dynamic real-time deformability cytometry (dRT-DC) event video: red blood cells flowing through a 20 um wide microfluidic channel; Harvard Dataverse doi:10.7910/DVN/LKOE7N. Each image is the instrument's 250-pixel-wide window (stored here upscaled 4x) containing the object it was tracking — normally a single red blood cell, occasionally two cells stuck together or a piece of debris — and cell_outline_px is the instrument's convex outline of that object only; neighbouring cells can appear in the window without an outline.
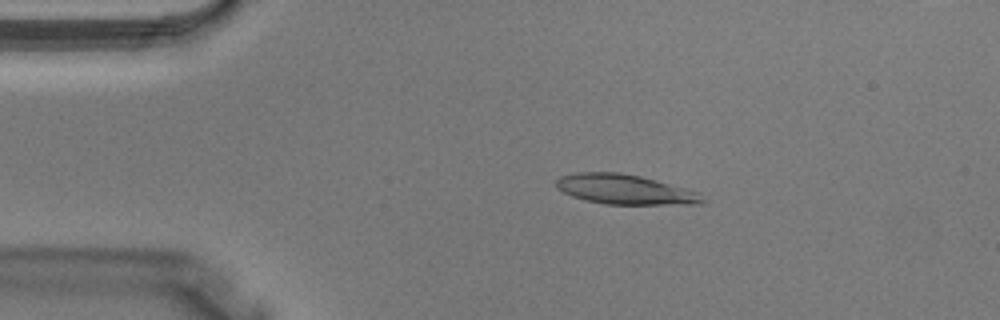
{"species": "Egyptian fruit bat (a non-hibernating species)", "species_latin": "Rousettus aegyptiacus", "temperature_condition": "warm", "stored_images_in_passage": 38, "camera_frame_rate_fps": 3000, "um_per_image_px": 0.085, "animal": {"sex": "male"}, "frame": {"image": 1, "passage_image": 6, "time_ms": 1.667, "image_size_px": [1000, 320], "cell_outline_px": [[708, 200], [704, 204], [604, 204], [584, 200], [572, 196], [556, 188], [556, 180], [560, 176], [576, 172], [620, 172], [640, 176], [656, 180], [700, 192]], "centroid_in_image_um": [53.15, 16.1], "position_along_channel_um": 31.8, "area_um2": 25.66}}
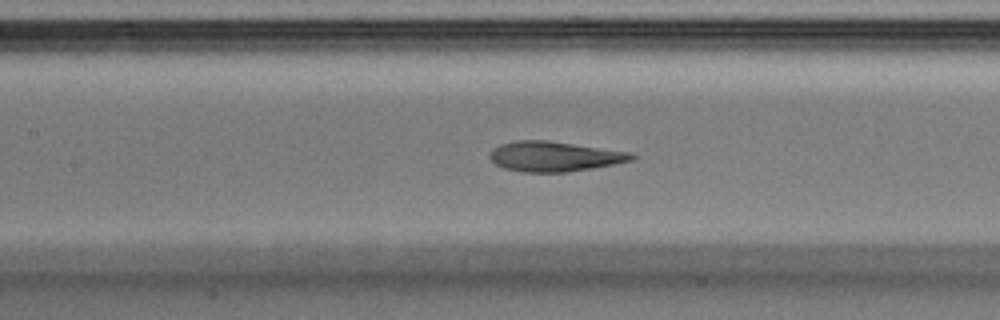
{"frame": {"image": 2, "passage_image": 16, "time_ms": 5.0, "image_size_px": [1000, 320], "cell_outline_px": [[636, 156], [632, 160], [592, 168], [568, 172], [524, 172], [504, 168], [496, 164], [488, 156], [492, 148], [500, 144], [516, 140], [548, 140], [628, 152]], "centroid_in_image_um": [47.06, 13.29], "position_along_channel_um": 160.3, "area_um2": 24.62}}
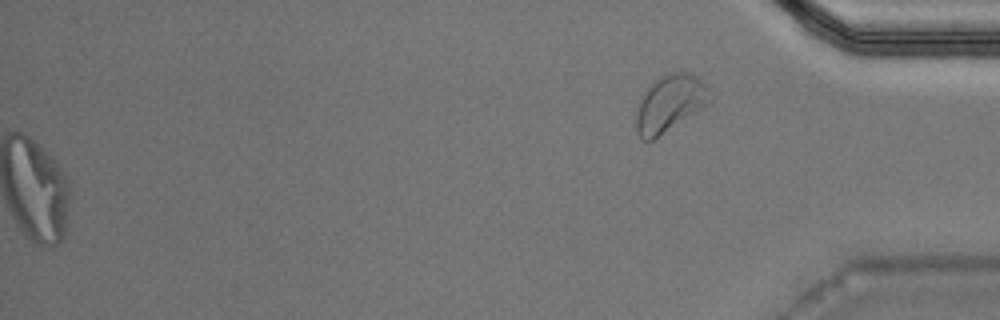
{"frame": {"image": 3, "passage_image": 38, "time_ms": 12.333, "image_size_px": [1000, 320], "cell_outline_px": [[712, 100], [652, 140], [640, 140], [636, 132], [636, 112], [640, 100], [644, 92], [660, 76], [672, 72], [688, 72], [696, 76], [708, 88]], "centroid_in_image_um": [56.9, 8.78], "position_along_channel_um": 378.3, "area_um2": 23.7}}